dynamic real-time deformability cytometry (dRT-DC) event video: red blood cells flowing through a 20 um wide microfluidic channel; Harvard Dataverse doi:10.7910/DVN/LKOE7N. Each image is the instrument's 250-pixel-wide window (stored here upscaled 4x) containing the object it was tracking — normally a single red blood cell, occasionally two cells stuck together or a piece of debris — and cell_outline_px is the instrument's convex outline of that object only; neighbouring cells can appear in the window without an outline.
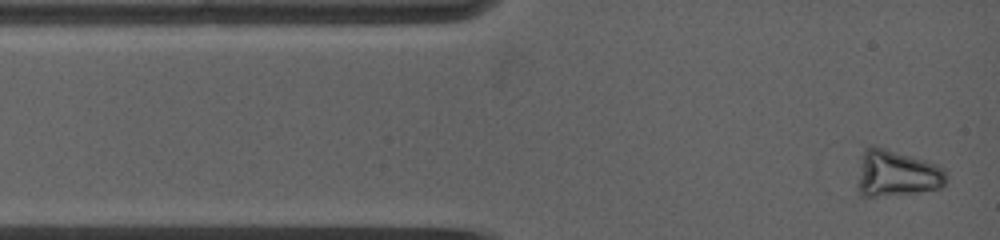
{"species": "common noctule bat (a hibernating species)", "species_latin": "Nyctalus noctula", "temperature_condition": "warm", "stored_images_in_passage": 31, "camera_frame_rate_fps": 5000, "um_per_image_px": 0.085, "animal": {"sex": "female", "body_mass_g": 19.0, "forearm_length_mm": 53.3}, "frame": {"image": 1, "passage_image": 1, "time_ms": 0.0, "image_size_px": [1000, 240], "cell_outline_px": [[948, 180], [944, 188], [920, 192], [876, 196], [860, 196], [856, 188], [856, 184], [860, 156], [864, 148], [872, 144], [912, 156], [936, 164], [944, 168], [948, 176]], "centroid_in_image_um": [76.19, 14.74], "position_along_channel_um": 8.8, "area_um2": 24.74}}
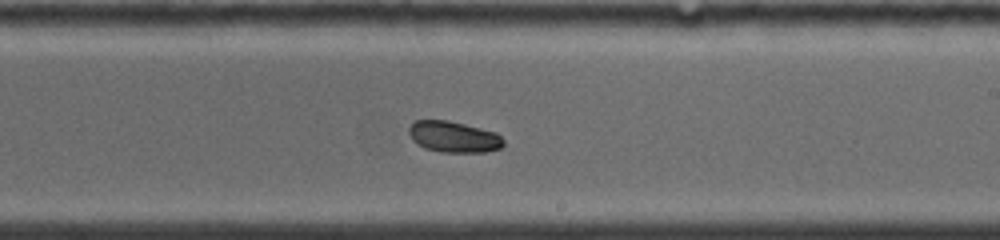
{"frame": {"image": 2, "passage_image": 15, "time_ms": 7.2, "image_size_px": [1000, 240], "cell_outline_px": [[504, 144], [500, 148], [484, 152], [440, 152], [424, 148], [416, 144], [412, 140], [408, 132], [408, 128], [412, 120], [448, 120], [496, 132], [504, 140]], "centroid_in_image_um": [38.51, 11.63], "position_along_channel_um": 250.5, "area_um2": 17.34}}
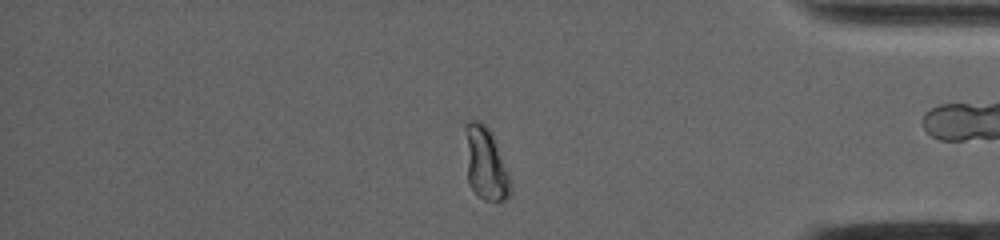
{"frame": {"image": 3, "passage_image": 27, "time_ms": 11.6, "image_size_px": [1000, 240], "cell_outline_px": [[512, 192], [504, 200], [496, 204], [484, 200], [468, 184], [464, 128], [464, 124], [468, 120], [480, 120], [492, 132], [508, 172]], "centroid_in_image_um": [41.26, 13.9], "position_along_channel_um": 393.9, "area_um2": 19.54}, "authors_computed_cell_mechanics": {"area_um2": 18.3226, "velocity_mm_per_s": 3.9018, "shape_relaxation_time_tau1_ms": 8.6689, "shape_relaxation_time_tau2_ms": null, "deformation_change_tau1": 0.1626, "deformation_change_tau2": null}}